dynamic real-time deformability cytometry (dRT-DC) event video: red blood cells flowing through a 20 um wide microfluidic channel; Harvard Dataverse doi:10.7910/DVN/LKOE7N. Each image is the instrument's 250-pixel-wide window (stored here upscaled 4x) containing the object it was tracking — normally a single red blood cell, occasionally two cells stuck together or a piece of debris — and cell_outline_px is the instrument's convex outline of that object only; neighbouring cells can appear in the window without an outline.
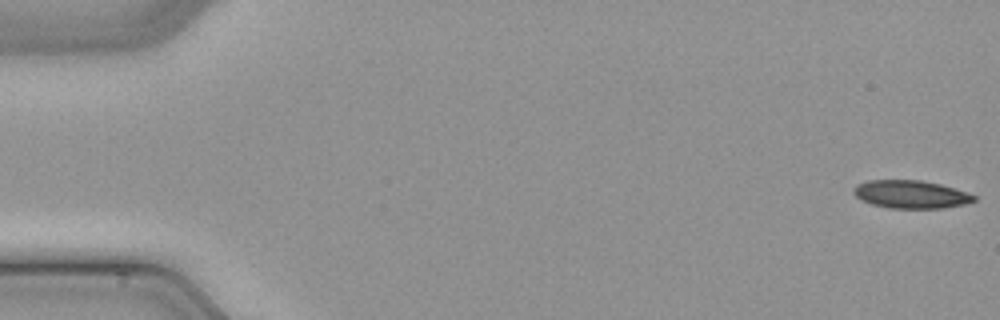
{"species": "common noctule bat (a hibernating species)", "species_latin": "Nyctalus noctula", "temperature_condition": "cold", "stored_images_in_passage": 49, "camera_frame_rate_fps": 3000, "um_per_image_px": 0.085, "animal": {"sex": "male", "body_mass_g": 21.5, "forearm_length_mm": 52.0}, "frame": {"image": 1, "passage_image": 1, "time_ms": 0.0, "image_size_px": [1000, 320], "cell_outline_px": [[976, 200], [964, 204], [944, 208], [888, 208], [872, 204], [860, 200], [852, 192], [852, 188], [856, 184], [868, 180], [920, 180], [940, 184], [976, 196]], "centroid_in_image_um": [77.35, 16.52], "position_along_channel_um": 7.6, "area_um2": 19.59}}
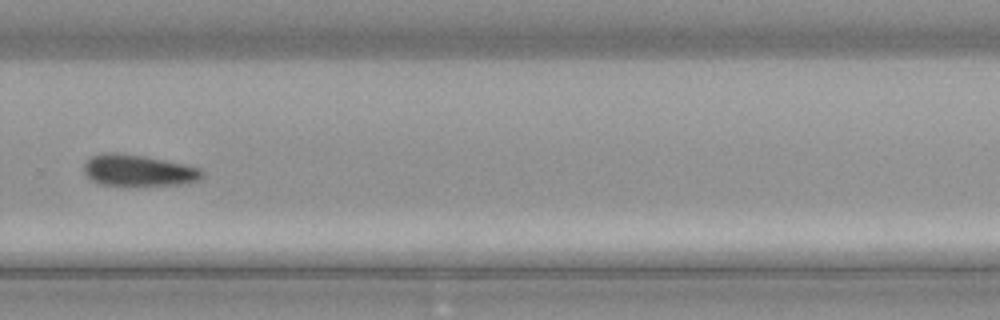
{"frame": {"image": 2, "passage_image": 34, "time_ms": 11.0, "image_size_px": [1000, 320], "cell_outline_px": [[204, 176], [200, 180], [180, 184], [128, 188], [100, 184], [92, 180], [84, 172], [84, 164], [88, 156], [100, 152], [116, 152], [144, 156], [188, 164], [200, 168], [204, 172]], "centroid_in_image_um": [11.75, 14.51], "position_along_channel_um": 318.1, "area_um2": 22.77}}
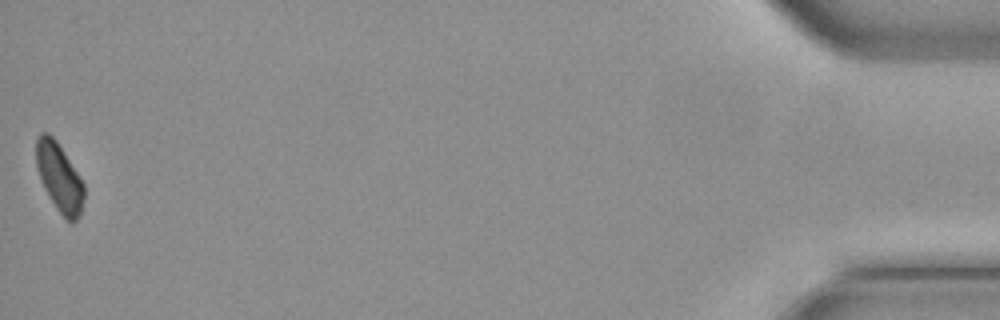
{"frame": {"image": 3, "passage_image": 49, "time_ms": 16.0, "image_size_px": [1000, 320], "cell_outline_px": [[84, 196], [80, 216], [72, 224], [56, 208], [44, 188], [36, 164], [36, 140], [40, 132], [48, 132], [56, 140], [84, 184]], "centroid_in_image_um": [5.04, 15.08], "position_along_channel_um": 430.2, "area_um2": 18.79}}